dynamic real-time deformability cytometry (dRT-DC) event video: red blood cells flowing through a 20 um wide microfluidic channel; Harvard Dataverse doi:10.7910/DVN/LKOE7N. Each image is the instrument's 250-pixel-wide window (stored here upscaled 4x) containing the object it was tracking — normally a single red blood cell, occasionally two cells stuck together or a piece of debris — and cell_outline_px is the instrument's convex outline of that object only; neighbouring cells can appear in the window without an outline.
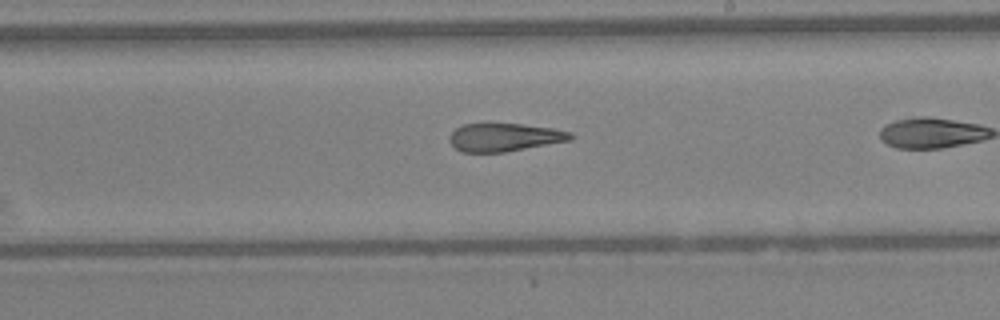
{"species": "Egyptian fruit bat (a non-hibernating species)", "species_latin": "Rousettus aegyptiacus", "temperature_condition": "warm", "stored_images_in_passage": 23, "camera_frame_rate_fps": 3000, "um_per_image_px": 0.085, "animal": {"sex": "female"}, "frame": {"image": 1, "passage_image": 14, "time_ms": 4.333, "image_size_px": [1000, 320], "cell_outline_px": [[572, 140], [504, 152], [460, 152], [448, 140], [448, 136], [460, 124], [520, 124], [552, 128], [572, 132]], "centroid_in_image_um": [42.85, 11.67], "position_along_channel_um": 246.1, "area_um2": 19.77}}